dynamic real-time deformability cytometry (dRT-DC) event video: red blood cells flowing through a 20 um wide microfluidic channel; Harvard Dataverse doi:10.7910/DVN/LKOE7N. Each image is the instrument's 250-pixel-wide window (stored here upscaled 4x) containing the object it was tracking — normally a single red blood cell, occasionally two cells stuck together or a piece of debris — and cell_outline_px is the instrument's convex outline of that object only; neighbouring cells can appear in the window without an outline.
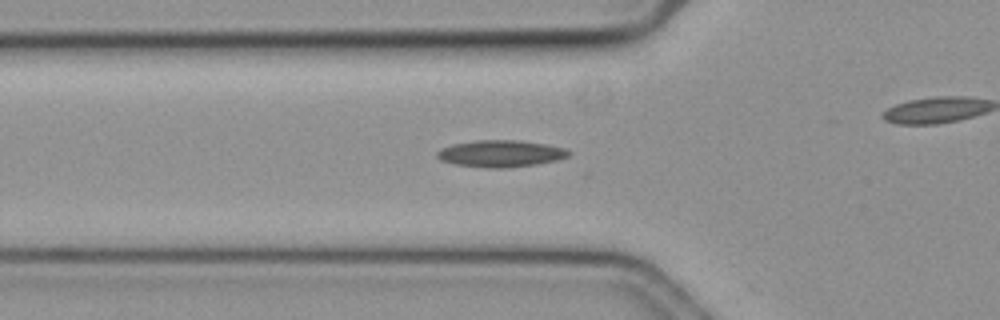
{"species": "common noctule bat (a hibernating species)", "species_latin": "Nyctalus noctula", "temperature_condition": "cold", "stored_images_in_passage": 21, "camera_frame_rate_fps": 3000, "um_per_image_px": 0.085, "animal": {"sex": "female", "body_mass_g": 19.3, "forearm_length_mm": 54.1}, "frame": {"image": 1, "passage_image": 20, "time_ms": 6.333, "image_size_px": [1000, 320], "cell_outline_px": [[572, 152], [568, 156], [556, 160], [536, 164], [508, 168], [488, 168], [456, 164], [440, 160], [436, 156], [436, 152], [452, 144], [476, 140], [520, 140], [544, 144], [564, 148]], "centroid_in_image_um": [42.55, 13.05], "position_along_channel_um": 83.2, "area_um2": 20.46}}